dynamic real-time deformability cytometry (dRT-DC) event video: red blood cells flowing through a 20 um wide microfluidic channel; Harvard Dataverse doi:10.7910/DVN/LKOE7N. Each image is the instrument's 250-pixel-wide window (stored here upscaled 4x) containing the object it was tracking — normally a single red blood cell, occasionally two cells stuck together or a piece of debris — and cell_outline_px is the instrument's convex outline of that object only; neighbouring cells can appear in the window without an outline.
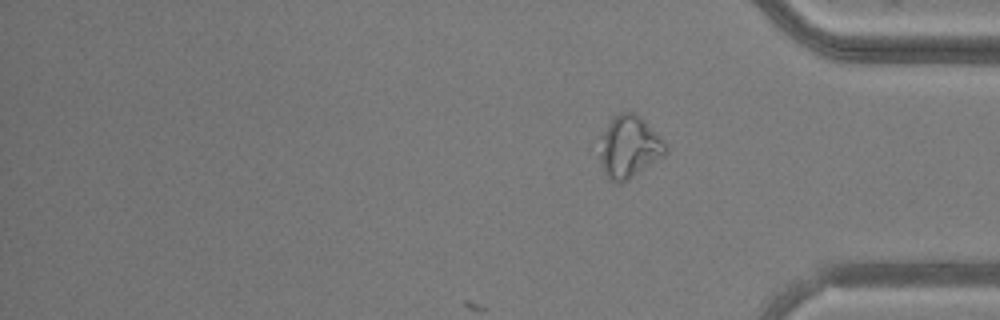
{"species": "common noctule bat (a hibernating species)", "species_latin": "Nyctalus noctula", "temperature_condition": "warm", "stored_images_in_passage": 31, "camera_frame_rate_fps": 3000, "um_per_image_px": 0.085, "animal": {"sex": "male", "body_mass_g": 20.5, "forearm_length_mm": 52.5}, "frame": {"image": 1, "passage_image": 31, "time_ms": 10.0, "image_size_px": [1000, 320], "cell_outline_px": [[668, 152], [664, 156], [628, 180], [620, 184], [616, 184], [604, 172], [600, 160], [600, 136], [612, 116], [620, 112], [636, 112], [664, 140], [668, 148]], "centroid_in_image_um": [53.48, 12.47], "position_along_channel_um": 381.7, "area_um2": 24.1}}